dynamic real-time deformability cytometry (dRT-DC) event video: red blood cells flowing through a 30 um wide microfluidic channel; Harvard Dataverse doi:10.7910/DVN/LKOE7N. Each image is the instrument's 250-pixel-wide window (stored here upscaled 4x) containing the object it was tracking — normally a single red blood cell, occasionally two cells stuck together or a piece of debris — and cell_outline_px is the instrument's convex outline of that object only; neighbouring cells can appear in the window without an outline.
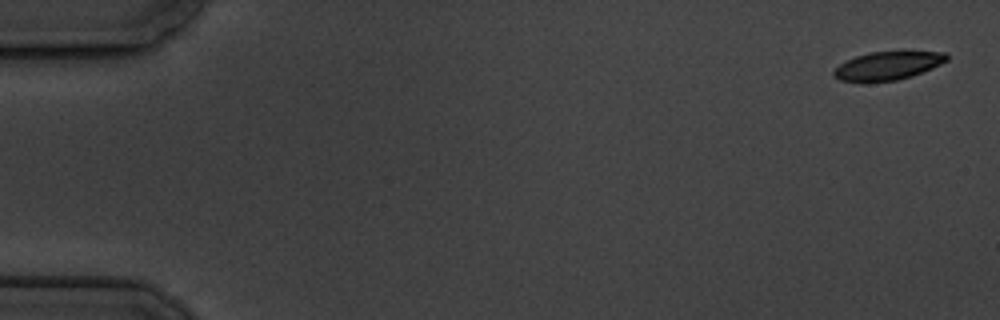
{"species": "common noctule bat (a hibernating species)", "species_latin": "Nyctalus noctula", "temperature_condition": "cold", "stored_images_in_passage": 6, "camera_frame_rate_fps": 3000, "um_per_image_px": 0.085, "animal": {"sex": "male", "body_mass_g": 19.5, "forearm_length_mm": 54.6}, "frame": {"image": 1, "passage_image": 1, "time_ms": 0.0, "image_size_px": [1000, 320], "cell_outline_px": [[948, 60], [932, 68], [912, 76], [896, 80], [864, 84], [860, 84], [840, 80], [832, 76], [832, 72], [840, 64], [856, 56], [868, 52], [904, 48], [944, 52], [948, 56]], "centroid_in_image_um": [75.47, 5.56], "position_along_channel_um": 9.5, "area_um2": 20.0}}
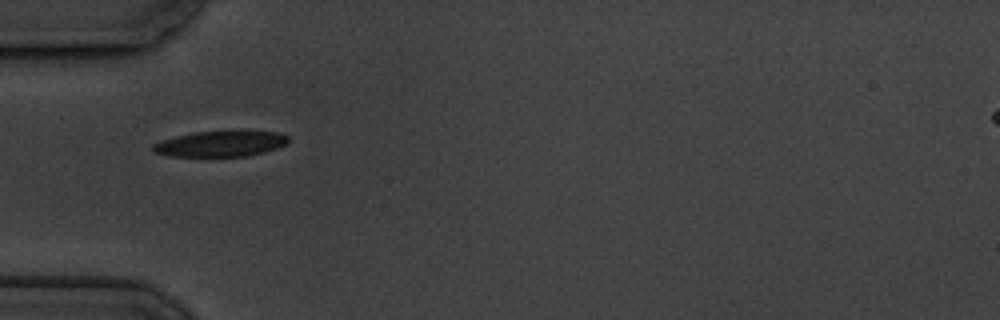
{"frame": {"image": 2, "passage_image": 5, "time_ms": 5.667, "image_size_px": [1000, 320], "cell_outline_px": [[288, 144], [264, 152], [248, 156], [168, 156], [156, 152], [152, 148], [152, 144], [176, 136], [196, 132], [276, 132], [288, 136]], "centroid_in_image_um": [18.75, 12.24], "position_along_channel_um": 66.2, "area_um2": 19.77}}